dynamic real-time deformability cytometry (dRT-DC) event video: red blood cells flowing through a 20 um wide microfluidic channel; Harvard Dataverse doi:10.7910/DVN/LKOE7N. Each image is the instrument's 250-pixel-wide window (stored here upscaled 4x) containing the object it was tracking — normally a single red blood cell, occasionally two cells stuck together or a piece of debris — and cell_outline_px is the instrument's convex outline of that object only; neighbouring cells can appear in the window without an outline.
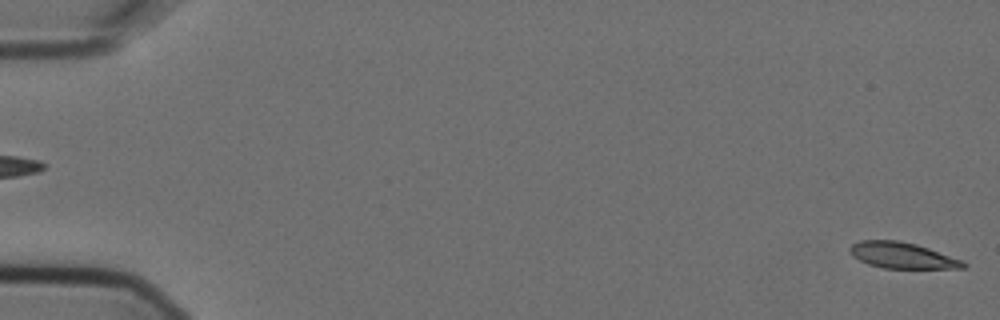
{"species": "Egyptian fruit bat (a non-hibernating species)", "species_latin": "Rousettus aegyptiacus", "temperature_condition": "cold", "stored_images_in_passage": 5, "segment_of_instrument_passage": [2, 2], "camera_frame_rate_fps": 3000, "um_per_image_px": 0.085, "animal": {"sex": "female"}, "frame": {"image": 1, "passage_image": 5, "time_ms": 1.333, "image_size_px": [1000, 320], "cell_outline_px": [[968, 264], [964, 268], [884, 268], [868, 264], [852, 256], [848, 252], [848, 248], [852, 244], [860, 240], [900, 240], [916, 244], [964, 260]], "centroid_in_image_um": [76.68, 21.7], "position_along_channel_um": 8.3, "area_um2": 17.34}}